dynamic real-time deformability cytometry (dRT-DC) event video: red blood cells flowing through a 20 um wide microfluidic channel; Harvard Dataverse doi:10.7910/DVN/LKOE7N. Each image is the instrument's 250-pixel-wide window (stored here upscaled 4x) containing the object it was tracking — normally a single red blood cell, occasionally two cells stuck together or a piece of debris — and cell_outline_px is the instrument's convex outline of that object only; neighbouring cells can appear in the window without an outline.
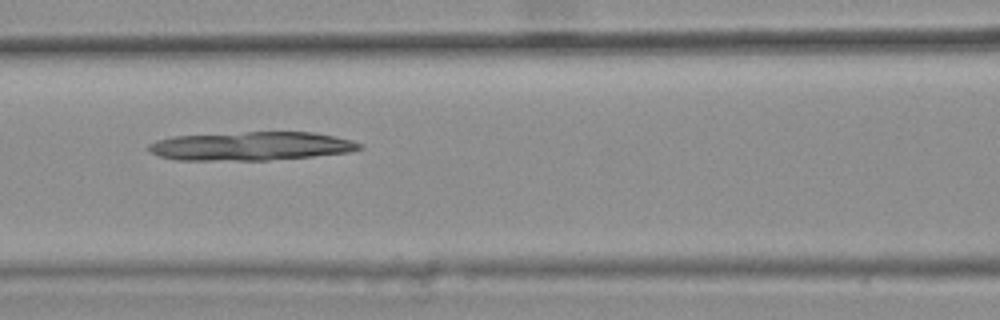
{"species": "common noctule bat (a hibernating species)", "species_latin": "Nyctalus noctula", "temperature_condition": "warm", "stored_images_in_passage": 48, "camera_frame_rate_fps": 3000, "um_per_image_px": 0.085, "animal": {"sex": "female", "body_mass_g": 25.1}, "frame": {"image": 1, "passage_image": 23, "time_ms": 7.333, "image_size_px": [1000, 320], "cell_outline_px": [[364, 148], [352, 152], [312, 156], [268, 160], [176, 160], [160, 156], [152, 152], [148, 148], [148, 144], [156, 140], [172, 136], [244, 132], [312, 132], [352, 140], [364, 144]], "centroid_in_image_um": [21.37, 12.42], "position_along_channel_um": 145.2, "area_um2": 35.26}}
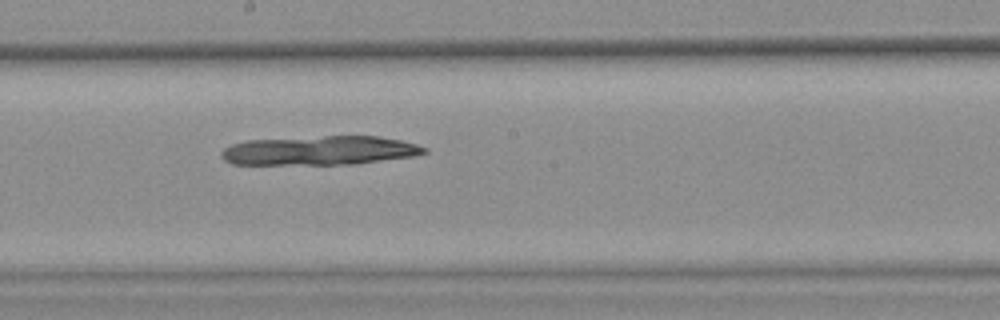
{"frame": {"image": 2, "passage_image": 29, "time_ms": 9.333, "image_size_px": [1000, 320], "cell_outline_px": [[428, 152], [412, 156], [352, 164], [232, 164], [224, 160], [220, 156], [220, 152], [224, 148], [232, 144], [248, 140], [324, 136], [380, 136], [400, 140], [416, 144], [428, 148]], "centroid_in_image_um": [27.16, 12.79], "position_along_channel_um": 221.0, "area_um2": 34.28}}